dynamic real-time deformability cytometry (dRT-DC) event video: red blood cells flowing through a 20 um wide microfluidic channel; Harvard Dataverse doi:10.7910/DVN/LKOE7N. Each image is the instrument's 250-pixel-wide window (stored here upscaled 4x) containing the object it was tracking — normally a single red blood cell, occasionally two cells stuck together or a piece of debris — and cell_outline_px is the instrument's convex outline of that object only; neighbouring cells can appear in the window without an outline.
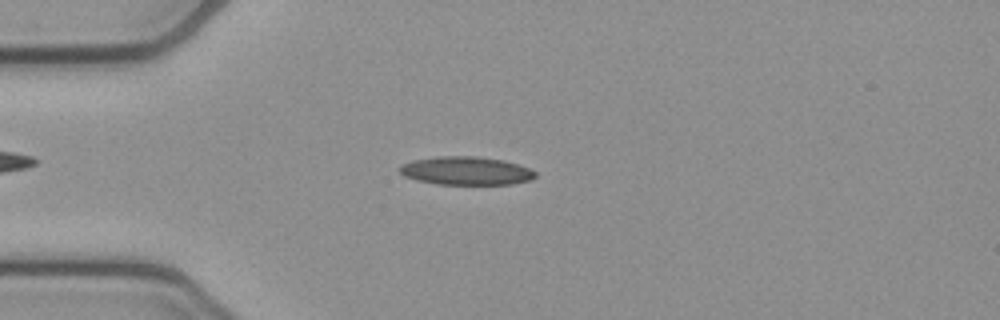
{"species": "common noctule bat (a hibernating species)", "species_latin": "Nyctalus noctula", "temperature_condition": "cold", "stored_images_in_passage": 51, "camera_frame_rate_fps": 3000, "um_per_image_px": 0.085, "animal": {"sex": "female", "body_mass_g": 21.9}, "frame": {"image": 1, "passage_image": 11, "time_ms": 3.333, "image_size_px": [1000, 320], "cell_outline_px": [[536, 176], [532, 180], [512, 184], [436, 184], [416, 180], [404, 176], [396, 168], [400, 164], [412, 160], [440, 156], [476, 156], [504, 160], [528, 168], [536, 172]], "centroid_in_image_um": [39.58, 14.52], "position_along_channel_um": 45.4, "area_um2": 22.54}}
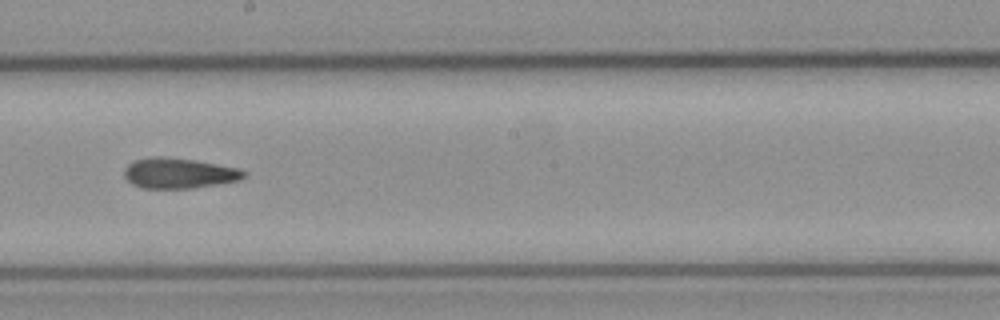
{"frame": {"image": 2, "passage_image": 27, "time_ms": 8.667, "image_size_px": [1000, 320], "cell_outline_px": [[248, 176], [240, 180], [192, 188], [140, 188], [132, 184], [124, 176], [124, 168], [132, 160], [152, 156], [160, 156], [192, 160], [240, 168], [248, 172]], "centroid_in_image_um": [15.21, 14.72], "position_along_channel_um": 233.0, "area_um2": 21.33}}
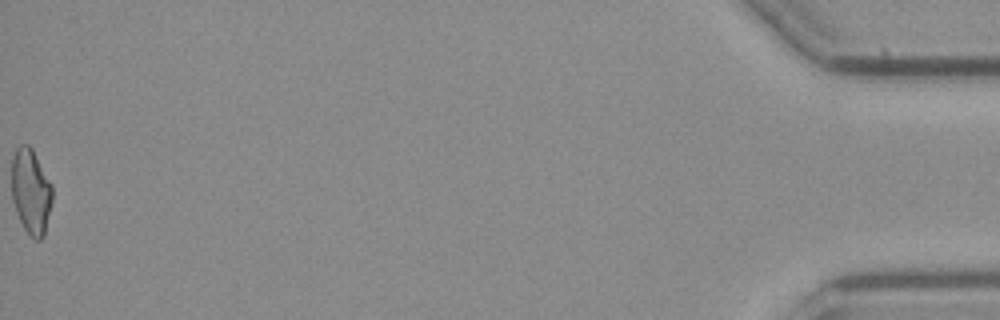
{"frame": {"image": 3, "passage_image": 51, "time_ms": 16.667, "image_size_px": [1000, 320], "cell_outline_px": [[52, 200], [44, 236], [40, 240], [32, 240], [24, 228], [16, 212], [12, 200], [12, 156], [16, 148], [20, 144], [28, 144], [32, 148], [52, 184]], "centroid_in_image_um": [2.62, 16.28], "position_along_channel_um": 432.6, "area_um2": 20.4}, "authors_computed_cell_mechanics": {"area_um2": 21.097, "velocity_mm_per_s": 3.8425, "shape_relaxation_time_tau1_ms": null, "shape_relaxation_time_tau2_ms": 2.345, "deformation_change_tau1": null, "deformation_change_tau2": 0.1087}}